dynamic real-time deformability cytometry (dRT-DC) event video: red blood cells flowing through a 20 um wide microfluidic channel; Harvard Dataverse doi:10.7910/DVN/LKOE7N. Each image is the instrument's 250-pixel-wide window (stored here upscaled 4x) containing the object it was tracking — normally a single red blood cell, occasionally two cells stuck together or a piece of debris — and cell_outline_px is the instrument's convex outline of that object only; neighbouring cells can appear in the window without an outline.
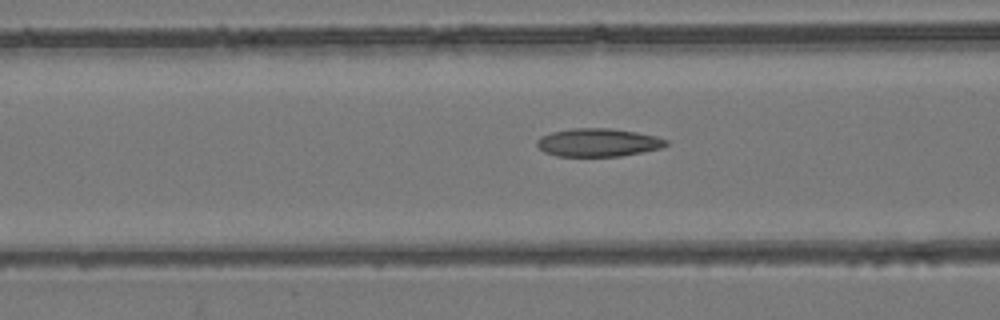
{"species": "common noctule bat (a hibernating species)", "species_latin": "Nyctalus noctula", "temperature_condition": "room temperature", "stored_images_in_passage": 28, "camera_frame_rate_fps": 3000, "um_per_image_px": 0.085, "animal": {"sex": "female", "body_mass_g": 24.6, "forearm_length_mm": 56.2}, "frame": {"image": 1, "passage_image": 5, "time_ms": 1.333, "image_size_px": [1000, 320], "cell_outline_px": [[668, 144], [664, 148], [620, 156], [556, 156], [544, 152], [536, 144], [536, 140], [540, 136], [552, 132], [572, 128], [608, 128], [636, 132], [656, 136], [668, 140]], "centroid_in_image_um": [50.85, 12.11], "position_along_channel_um": 115.8, "area_um2": 21.27}}
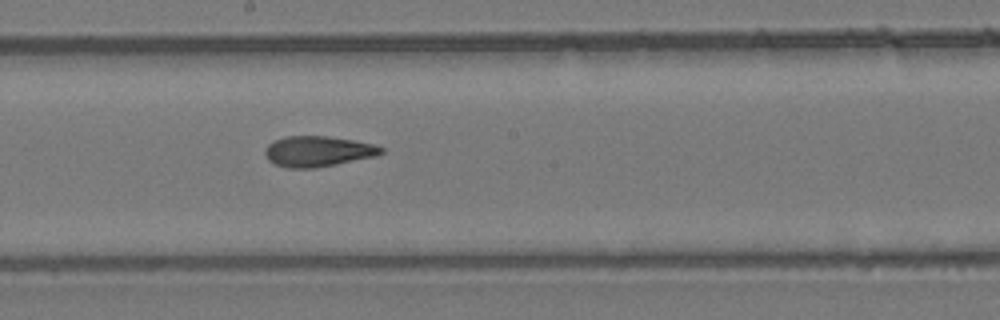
{"frame": {"image": 2, "passage_image": 13, "time_ms": 4.0, "image_size_px": [1000, 320], "cell_outline_px": [[384, 152], [376, 156], [316, 168], [288, 168], [276, 164], [268, 160], [264, 152], [264, 148], [272, 140], [284, 136], [328, 136], [376, 144], [384, 148]], "centroid_in_image_um": [27.01, 12.85], "position_along_channel_um": 221.2, "area_um2": 20.87}}
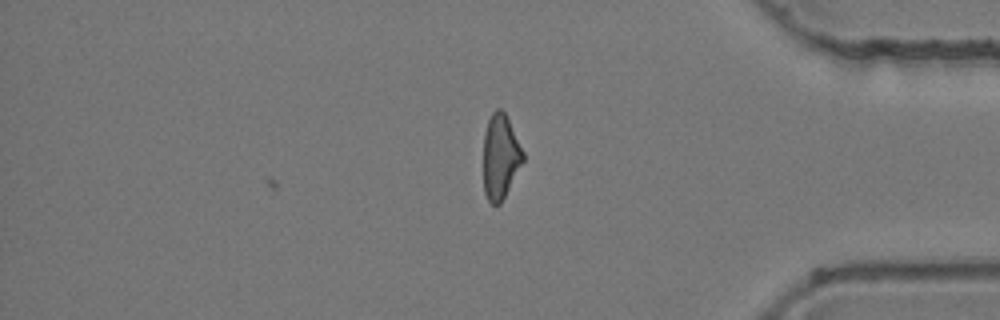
{"frame": {"image": 3, "passage_image": 28, "time_ms": 9.0, "image_size_px": [1000, 320], "cell_outline_px": [[524, 160], [500, 204], [492, 204], [488, 200], [484, 192], [484, 132], [488, 120], [492, 112], [496, 108], [500, 108], [504, 112], [524, 152]], "centroid_in_image_um": [42.53, 13.31], "position_along_channel_um": 392.7, "area_um2": 19.31}, "authors_computed_cell_mechanics": {"area_um2": 20.5768, "velocity_mm_per_s": 3.9465, "shape_relaxation_time_tau1_ms": null, "shape_relaxation_time_tau2_ms": 3.5338, "deformation_change_tau1": null, "deformation_change_tau2": 0.1169}}